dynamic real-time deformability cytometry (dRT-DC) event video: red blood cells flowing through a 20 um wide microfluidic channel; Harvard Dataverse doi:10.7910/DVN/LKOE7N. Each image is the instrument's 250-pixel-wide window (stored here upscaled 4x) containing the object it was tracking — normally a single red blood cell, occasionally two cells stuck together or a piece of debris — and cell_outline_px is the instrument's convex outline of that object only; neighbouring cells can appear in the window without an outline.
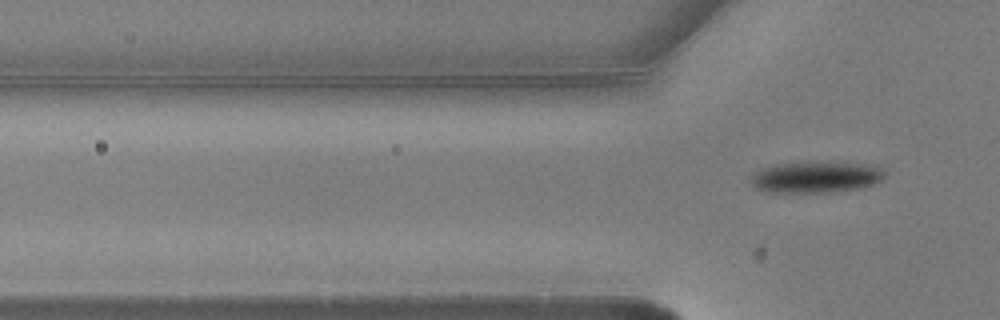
{"species": "common noctule bat (a hibernating species)", "species_latin": "Nyctalus noctula", "temperature_condition": "warm", "stored_images_in_passage": 4, "camera_frame_rate_fps": 3000, "um_per_image_px": 0.085, "animal": {"sex": "male", "body_mass_g": 20.5, "forearm_length_mm": 52.5}, "frame": {"image": 1, "passage_image": 4, "time_ms": 1.0, "image_size_px": [1000, 320], "cell_outline_px": [[884, 176], [876, 184], [864, 188], [836, 192], [768, 192], [756, 188], [748, 180], [756, 172], [764, 168], [776, 164], [804, 160], [820, 160], [872, 164], [884, 168]], "centroid_in_image_um": [69.42, 15.02], "position_along_channel_um": 56.4, "area_um2": 25.49}}